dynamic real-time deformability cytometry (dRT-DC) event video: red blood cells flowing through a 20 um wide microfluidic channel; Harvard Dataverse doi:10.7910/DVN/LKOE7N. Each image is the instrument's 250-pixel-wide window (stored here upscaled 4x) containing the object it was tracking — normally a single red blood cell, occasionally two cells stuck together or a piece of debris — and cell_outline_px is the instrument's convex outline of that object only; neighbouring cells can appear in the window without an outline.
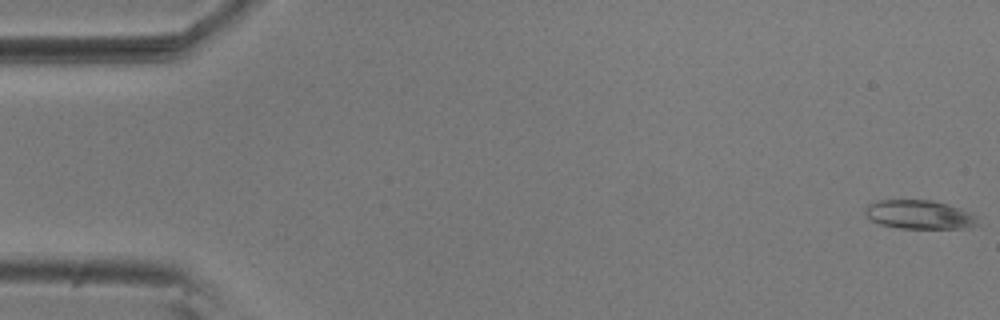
{"species": "common noctule bat (a hibernating species)", "species_latin": "Nyctalus noctula", "temperature_condition": "room temperature", "stored_images_in_passage": 42, "camera_frame_rate_fps": 3000, "um_per_image_px": 0.085, "animal": {"sex": "male", "body_mass_g": 20.5, "forearm_length_mm": 52.5}, "frame": {"image": 1, "passage_image": 1, "time_ms": 0.0, "image_size_px": [1000, 320], "cell_outline_px": [[980, 224], [972, 228], [900, 228], [880, 224], [872, 220], [864, 212], [864, 208], [868, 204], [876, 200], [932, 200], [948, 204], [972, 212], [976, 216]], "centroid_in_image_um": [78.19, 18.24], "position_along_channel_um": 6.8, "area_um2": 19.13}}
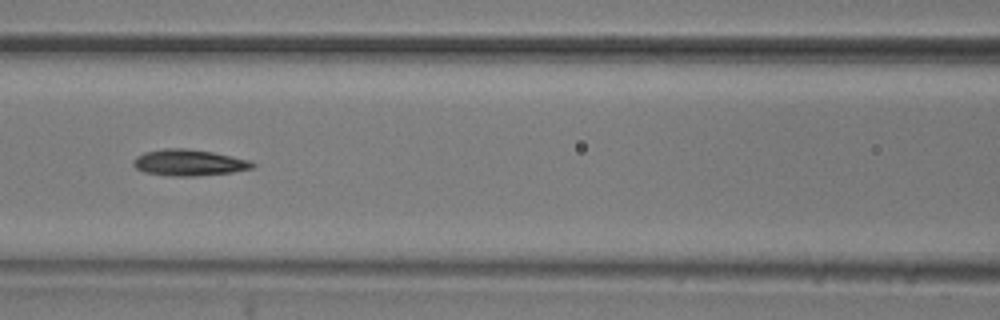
{"frame": {"image": 2, "passage_image": 24, "time_ms": 7.667, "image_size_px": [1000, 320], "cell_outline_px": [[256, 164], [252, 168], [232, 172], [196, 176], [164, 176], [144, 172], [136, 168], [132, 164], [132, 160], [136, 156], [144, 152], [164, 148], [184, 148], [212, 152], [248, 160]], "centroid_in_image_um": [15.99, 13.83], "position_along_channel_um": 150.6, "area_um2": 18.26}}
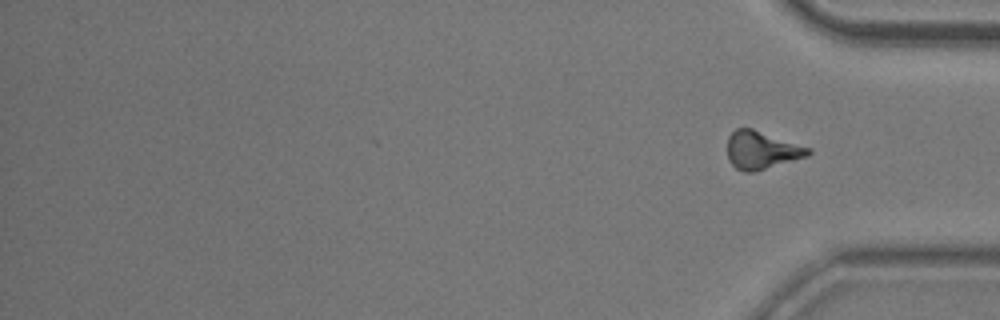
{"frame": {"image": 3, "passage_image": 42, "time_ms": 13.667, "image_size_px": [1000, 320], "cell_outline_px": [[812, 152], [808, 156], [752, 172], [744, 172], [736, 168], [728, 160], [728, 136], [736, 128], [752, 128], [812, 148]], "centroid_in_image_um": [64.74, 12.75], "position_along_channel_um": 370.5, "area_um2": 17.8}, "authors_computed_cell_mechanics": {"area_um2": 17.918, "velocity_mm_per_s": 3.6893, "shape_relaxation_time_tau1_ms": 4.2265, "shape_relaxation_time_tau2_ms": 8.7166, "deformation_change_tau1": 0.1442, "deformation_change_tau2": 0.2061}}